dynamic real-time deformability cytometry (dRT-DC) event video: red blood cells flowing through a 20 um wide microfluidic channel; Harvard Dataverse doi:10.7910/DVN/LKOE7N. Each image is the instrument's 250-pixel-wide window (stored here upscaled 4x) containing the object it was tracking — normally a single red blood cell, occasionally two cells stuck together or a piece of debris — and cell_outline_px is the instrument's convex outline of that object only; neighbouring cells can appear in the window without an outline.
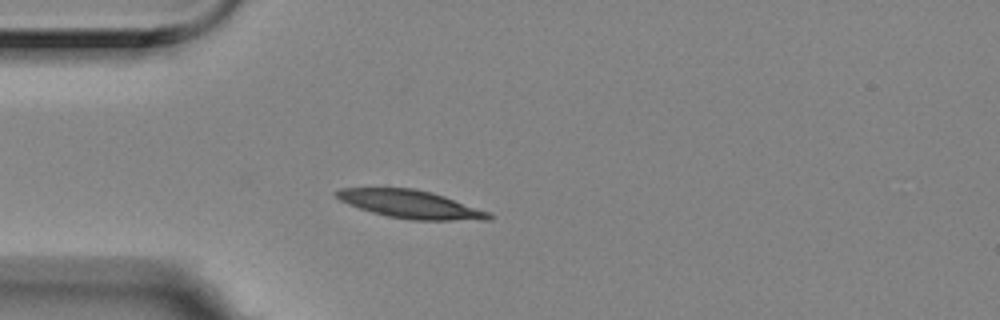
{"species": "Egyptian fruit bat (a non-hibernating species)", "species_latin": "Rousettus aegyptiacus", "temperature_condition": "room temperature", "stored_images_in_passage": 4, "camera_frame_rate_fps": 3000, "um_per_image_px": 0.085, "animal": {"sex": "female"}, "frame": {"image": 1, "passage_image": 3, "time_ms": 0.667, "image_size_px": [1000, 320], "cell_outline_px": [[496, 216], [492, 220], [412, 220], [388, 216], [372, 212], [348, 204], [340, 200], [332, 192], [340, 188], [412, 188], [432, 192], [492, 212]], "centroid_in_image_um": [34.96, 17.37], "position_along_channel_um": 50.0, "area_um2": 25.09}}